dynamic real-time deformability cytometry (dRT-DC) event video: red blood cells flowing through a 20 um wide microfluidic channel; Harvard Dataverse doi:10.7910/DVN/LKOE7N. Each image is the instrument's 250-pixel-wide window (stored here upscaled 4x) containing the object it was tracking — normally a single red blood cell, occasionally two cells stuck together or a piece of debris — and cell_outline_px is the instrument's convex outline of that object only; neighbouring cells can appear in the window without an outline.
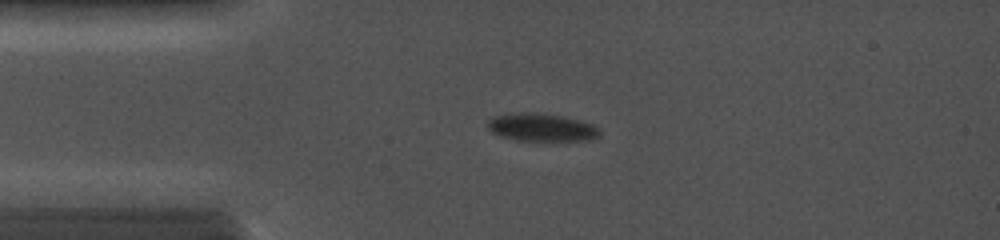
{"species": "common noctule bat (a hibernating species)", "species_latin": "Nyctalus noctula", "temperature_condition": "cold", "stored_images_in_passage": 21, "camera_frame_rate_fps": 5000, "um_per_image_px": 0.085, "animal": {"sex": "female", "body_mass_g": 19.0, "forearm_length_mm": 56.7}, "frame": {"image": 1, "passage_image": 5, "time_ms": 2.8, "image_size_px": [1000, 240], "cell_outline_px": [[600, 136], [588, 140], [552, 144], [516, 140], [500, 136], [492, 132], [488, 128], [488, 120], [496, 116], [516, 112], [528, 112], [560, 116], [580, 120], [592, 124], [600, 132]], "centroid_in_image_um": [46.06, 10.89], "position_along_channel_um": 38.9, "area_um2": 18.9}}
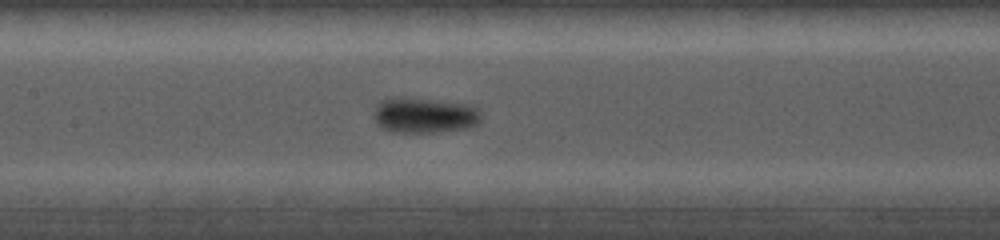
{"frame": {"image": 2, "passage_image": 10, "time_ms": 6.4, "image_size_px": [1000, 240], "cell_outline_px": [[480, 120], [476, 124], [468, 128], [440, 132], [392, 132], [380, 128], [376, 124], [376, 104], [380, 100], [396, 96], [404, 96], [472, 104], [480, 108]], "centroid_in_image_um": [36.09, 9.78], "position_along_channel_um": 171.3, "area_um2": 22.72}}
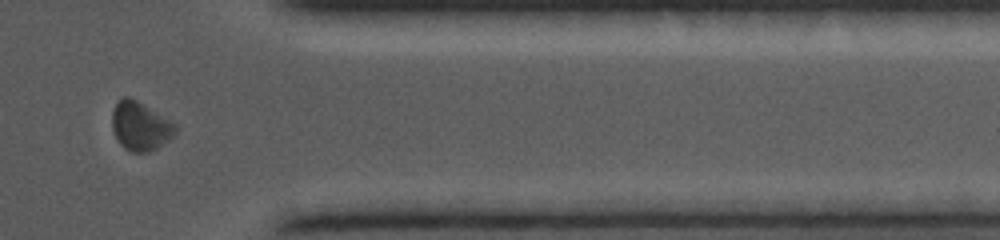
{"frame": {"image": 3, "passage_image": 18, "time_ms": 11.8, "image_size_px": [1000, 240], "cell_outline_px": [[176, 132], [168, 140], [156, 148], [148, 152], [132, 152], [124, 148], [116, 140], [112, 128], [112, 112], [120, 96], [128, 96], [136, 100], [176, 124]], "centroid_in_image_um": [11.88, 10.72], "position_along_channel_um": 399.5, "area_um2": 17.86}}